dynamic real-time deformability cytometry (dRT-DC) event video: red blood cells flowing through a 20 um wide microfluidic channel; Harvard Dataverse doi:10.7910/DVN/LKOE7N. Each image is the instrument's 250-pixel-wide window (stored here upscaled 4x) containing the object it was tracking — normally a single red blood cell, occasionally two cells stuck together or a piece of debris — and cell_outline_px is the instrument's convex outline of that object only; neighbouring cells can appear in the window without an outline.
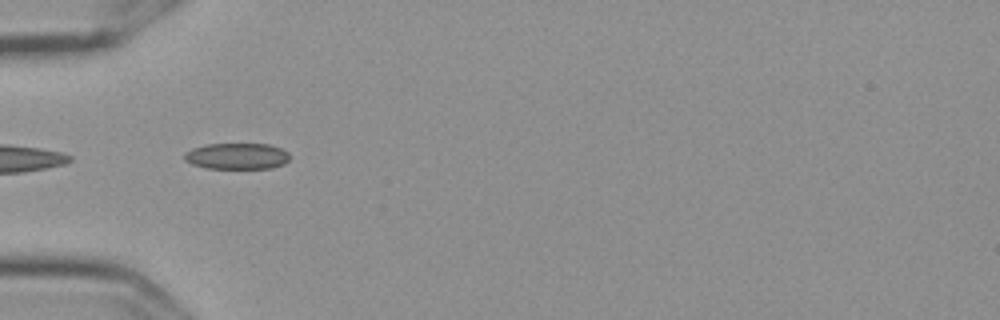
{"species": "Egyptian fruit bat (a non-hibernating species)", "species_latin": "Rousettus aegyptiacus", "temperature_condition": "cold", "stored_images_in_passage": 5, "camera_frame_rate_fps": 3000, "um_per_image_px": 0.085, "frame": {"image": 1, "passage_image": 2, "time_ms": 0.333, "image_size_px": [1000, 320], "cell_outline_px": [[288, 160], [284, 164], [272, 168], [208, 168], [192, 164], [184, 160], [184, 152], [192, 148], [208, 144], [268, 144], [280, 148], [288, 152]], "centroid_in_image_um": [20.12, 13.27], "position_along_channel_um": 64.9, "area_um2": 16.01}}